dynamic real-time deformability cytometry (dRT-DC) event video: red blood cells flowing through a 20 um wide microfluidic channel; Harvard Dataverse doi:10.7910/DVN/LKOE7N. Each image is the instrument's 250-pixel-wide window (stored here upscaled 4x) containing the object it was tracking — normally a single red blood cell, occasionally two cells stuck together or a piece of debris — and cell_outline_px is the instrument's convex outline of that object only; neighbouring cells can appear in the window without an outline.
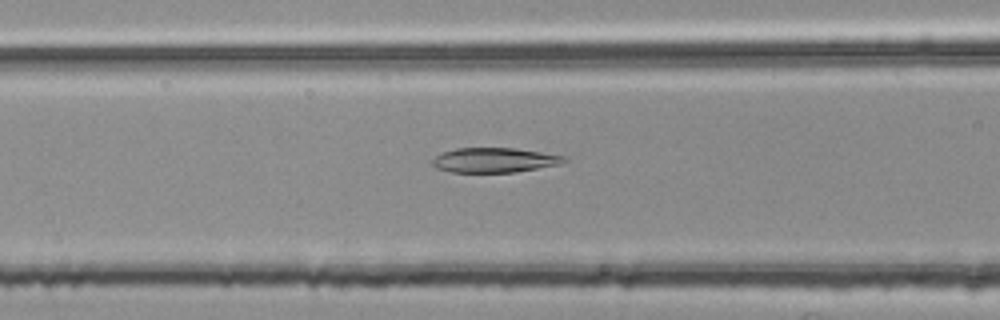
{"species": "common noctule bat (a hibernating species)", "species_latin": "Nyctalus noctula", "temperature_condition": "room temperature", "stored_images_in_passage": 43, "camera_frame_rate_fps": 3000, "um_per_image_px": 0.085, "animal": {"sex": "female", "body_mass_g": 25.1}, "frame": {"image": 1, "passage_image": 11, "time_ms": 3.333, "image_size_px": [1000, 320], "cell_outline_px": [[568, 160], [560, 164], [516, 172], [452, 172], [436, 168], [432, 164], [432, 160], [436, 156], [444, 152], [456, 148], [516, 148], [564, 156]], "centroid_in_image_um": [42.02, 13.61], "position_along_channel_um": 124.6, "area_um2": 18.84}}
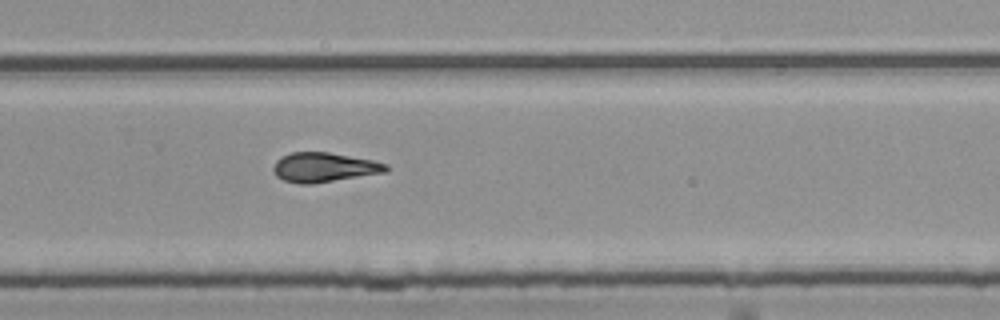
{"frame": {"image": 2, "passage_image": 25, "time_ms": 8.0, "image_size_px": [1000, 320], "cell_outline_px": [[388, 172], [312, 184], [300, 184], [284, 180], [276, 176], [272, 168], [276, 160], [280, 156], [292, 152], [328, 152], [372, 160], [388, 164]], "centroid_in_image_um": [27.54, 14.22], "position_along_channel_um": 302.3, "area_um2": 19.48}}
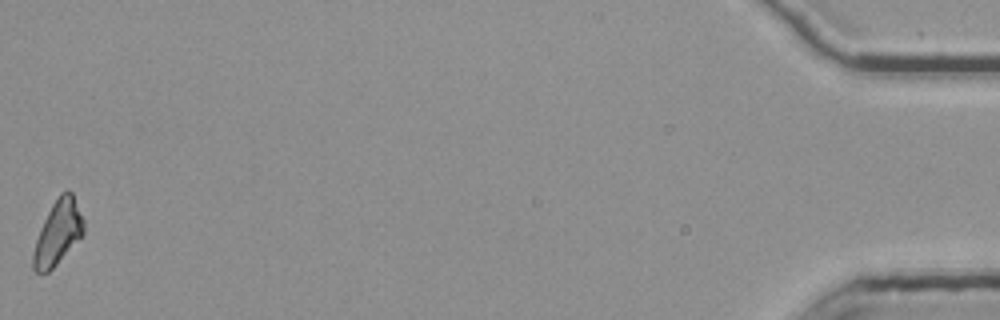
{"frame": {"image": 3, "passage_image": 43, "time_ms": 14.0, "image_size_px": [1000, 320], "cell_outline_px": [[84, 232], [56, 264], [48, 272], [36, 272], [32, 268], [32, 252], [40, 228], [52, 204], [60, 192], [68, 188], [72, 192], [84, 220]], "centroid_in_image_um": [4.9, 19.74], "position_along_channel_um": 430.3, "area_um2": 18.67}, "authors_computed_cell_mechanics": {"area_um2": 19.0162, "velocity_mm_per_s": 3.8123, "shape_relaxation_time_tau1_ms": null, "shape_relaxation_time_tau2_ms": 2.9367, "deformation_change_tau1": null, "deformation_change_tau2": 0.0995}}